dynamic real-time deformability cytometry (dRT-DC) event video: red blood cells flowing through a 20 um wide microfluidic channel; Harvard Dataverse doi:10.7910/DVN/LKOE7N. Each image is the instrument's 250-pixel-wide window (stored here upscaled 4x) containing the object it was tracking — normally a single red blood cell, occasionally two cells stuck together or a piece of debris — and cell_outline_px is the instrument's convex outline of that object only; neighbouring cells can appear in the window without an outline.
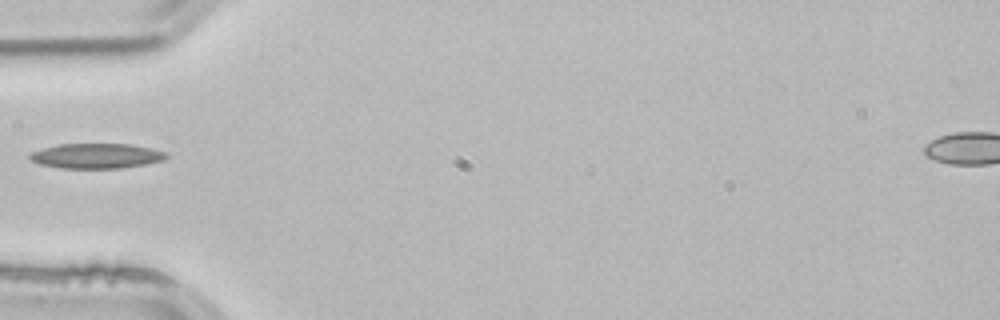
{"species": "common noctule bat (a hibernating species)", "species_latin": "Nyctalus noctula", "temperature_condition": "room temperature", "stored_images_in_passage": 1, "camera_frame_rate_fps": 3000, "um_per_image_px": 0.085, "animal": {"sex": "male", "body_mass_g": 21.5, "forearm_length_mm": 52.0}, "frame": {"image": 1, "passage_image": 1, "time_ms": 0.0, "image_size_px": [1000, 320], "cell_outline_px": [[168, 156], [164, 160], [144, 164], [120, 168], [60, 168], [40, 164], [32, 160], [28, 156], [32, 152], [44, 148], [60, 144], [128, 144], [168, 152]], "centroid_in_image_um": [8.2, 13.25], "position_along_channel_um": 76.8, "area_um2": 19.65}}